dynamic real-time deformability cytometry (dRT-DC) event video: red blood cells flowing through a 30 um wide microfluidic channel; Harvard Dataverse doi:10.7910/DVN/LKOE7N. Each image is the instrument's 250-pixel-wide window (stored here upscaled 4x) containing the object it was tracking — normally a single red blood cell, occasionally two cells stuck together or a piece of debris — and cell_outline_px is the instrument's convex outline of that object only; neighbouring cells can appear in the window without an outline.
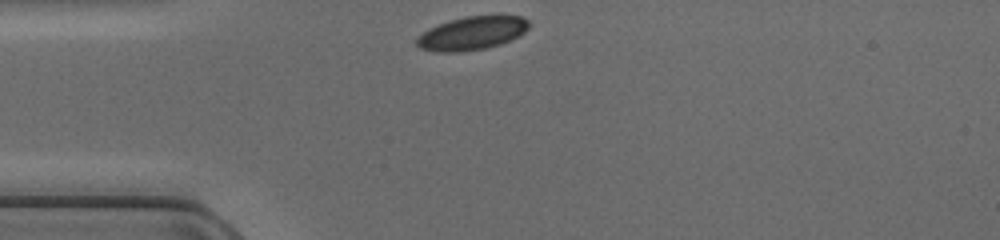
{"species": "common noctule bat (a hibernating species)", "species_latin": "Nyctalus noctula", "temperature_condition": "cold", "stored_images_in_passage": 27, "camera_frame_rate_fps": 3000, "um_per_image_px": 0.085, "animal": {"sex": "female", "body_mass_g": 17.0, "forearm_length_mm": 48.0}, "frame": {"image": 1, "passage_image": 1, "time_ms": 0.0, "image_size_px": [1000, 240], "cell_outline_px": [[532, 24], [524, 32], [500, 44], [484, 48], [460, 52], [440, 52], [420, 48], [416, 44], [416, 36], [428, 28], [448, 20], [464, 16], [520, 16], [528, 20]], "centroid_in_image_um": [40.07, 2.81], "position_along_channel_um": 44.9, "area_um2": 21.79}}
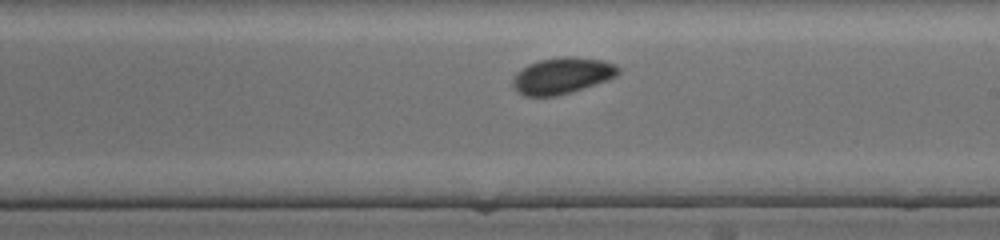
{"frame": {"image": 2, "passage_image": 16, "time_ms": 5.0, "image_size_px": [1000, 240], "cell_outline_px": [[620, 72], [616, 76], [608, 80], [572, 92], [556, 96], [524, 96], [516, 92], [512, 84], [512, 76], [516, 72], [528, 64], [540, 60], [564, 56], [568, 56], [604, 60], [616, 64], [620, 68]], "centroid_in_image_um": [47.77, 6.44], "position_along_channel_um": 241.2, "area_um2": 22.6}}
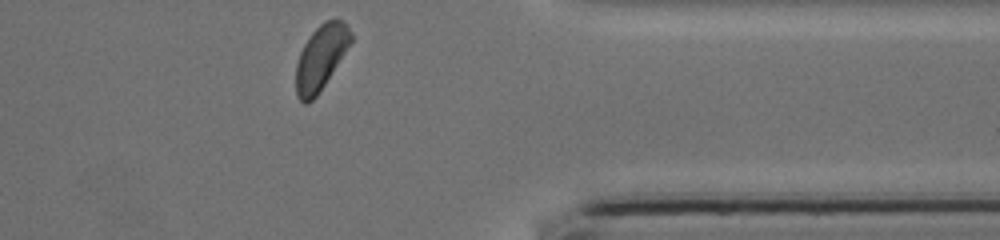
{"frame": {"image": 3, "passage_image": 27, "time_ms": 8.667, "image_size_px": [1000, 240], "cell_outline_px": [[352, 40], [324, 84], [316, 96], [308, 104], [304, 104], [296, 96], [296, 64], [300, 52], [304, 44], [312, 32], [324, 20], [340, 20], [348, 24], [352, 32]], "centroid_in_image_um": [27.25, 4.88], "position_along_channel_um": 384.1, "area_um2": 20.4}}